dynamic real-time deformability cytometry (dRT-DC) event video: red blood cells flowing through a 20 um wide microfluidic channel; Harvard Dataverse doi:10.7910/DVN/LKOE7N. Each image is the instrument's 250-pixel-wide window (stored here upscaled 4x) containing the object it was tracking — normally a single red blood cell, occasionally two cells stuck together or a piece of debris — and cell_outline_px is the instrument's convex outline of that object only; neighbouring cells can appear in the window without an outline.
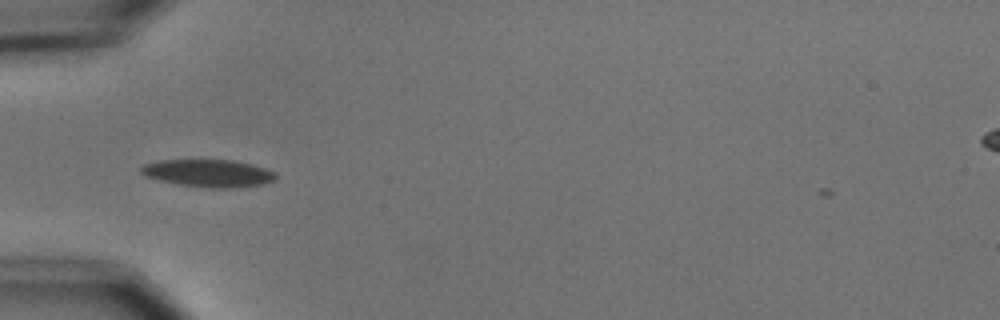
{"species": "common noctule bat (a hibernating species)", "species_latin": "Nyctalus noctula", "temperature_condition": "cold", "stored_images_in_passage": 4, "camera_frame_rate_fps": 3000, "um_per_image_px": 0.085, "animal": {"sex": "male", "body_mass_g": 15.6}, "frame": {"image": 1, "passage_image": 2, "time_ms": 1.0, "image_size_px": [1000, 320], "cell_outline_px": [[276, 176], [272, 180], [264, 184], [232, 188], [208, 188], [180, 184], [160, 180], [148, 176], [140, 172], [140, 168], [144, 164], [160, 160], [232, 160], [252, 164], [276, 172]], "centroid_in_image_um": [17.73, 14.72], "position_along_channel_um": 67.3, "area_um2": 21.39}}
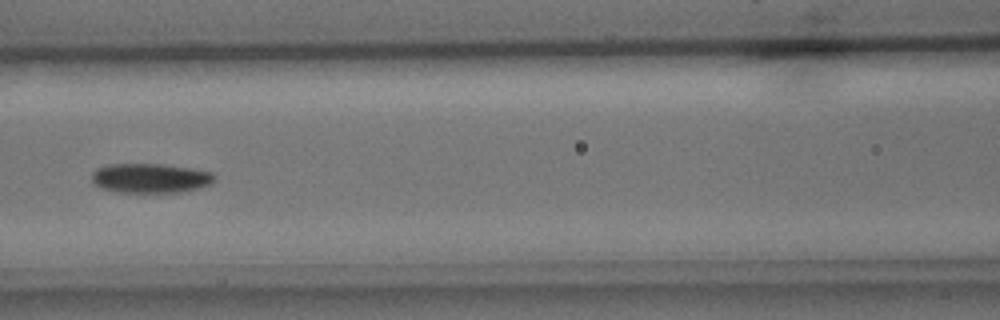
{"frame": {"image": 2, "passage_image": 4, "time_ms": 3.333, "image_size_px": [1000, 320], "cell_outline_px": [[216, 180], [212, 184], [200, 188], [180, 192], [120, 192], [100, 188], [92, 180], [92, 172], [96, 168], [104, 164], [160, 164], [192, 168], [212, 172], [216, 176]], "centroid_in_image_um": [12.81, 15.13], "position_along_channel_um": 153.8, "area_um2": 21.33}}